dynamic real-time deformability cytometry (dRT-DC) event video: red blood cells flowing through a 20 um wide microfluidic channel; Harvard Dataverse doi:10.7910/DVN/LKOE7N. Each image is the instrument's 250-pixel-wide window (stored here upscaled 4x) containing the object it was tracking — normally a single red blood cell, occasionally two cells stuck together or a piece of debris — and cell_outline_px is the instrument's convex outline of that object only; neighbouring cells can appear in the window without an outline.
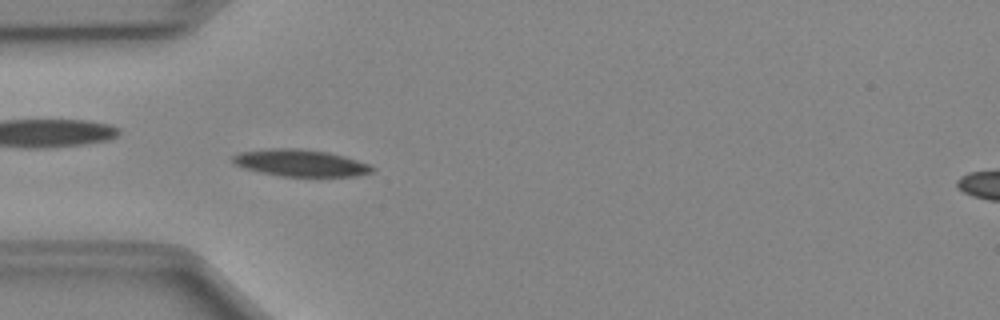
{"species": "Egyptian fruit bat (a non-hibernating species)", "species_latin": "Rousettus aegyptiacus", "temperature_condition": "cold", "stored_images_in_passage": 49, "camera_frame_rate_fps": 3000, "um_per_image_px": 0.085, "animal": {"sex": "female"}, "frame": {"image": 1, "passage_image": 14, "time_ms": 4.333, "image_size_px": [1000, 320], "cell_outline_px": [[376, 168], [372, 172], [356, 176], [280, 176], [260, 172], [244, 168], [236, 164], [232, 160], [232, 156], [240, 152], [272, 148], [296, 148], [328, 152], [344, 156], [372, 164]], "centroid_in_image_um": [25.58, 13.85], "position_along_channel_um": 59.4, "area_um2": 21.85}}
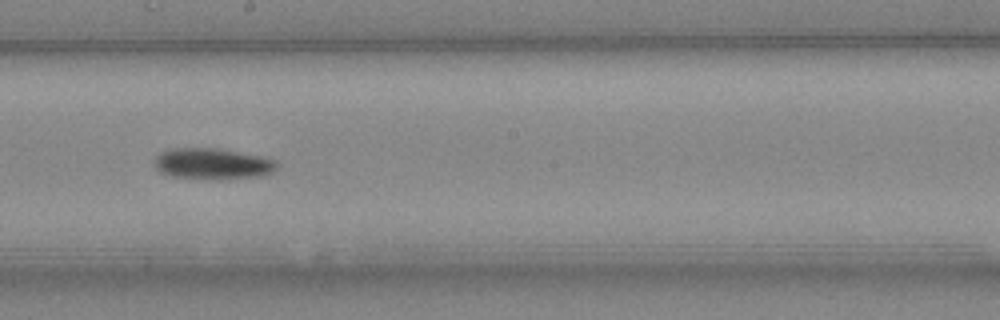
{"frame": {"image": 2, "passage_image": 27, "time_ms": 8.667, "image_size_px": [1000, 320], "cell_outline_px": [[276, 168], [272, 172], [260, 176], [168, 176], [160, 172], [156, 168], [152, 160], [160, 152], [172, 148], [220, 148], [264, 156], [276, 160]], "centroid_in_image_um": [18.03, 13.84], "position_along_channel_um": 230.2, "area_um2": 21.33}}
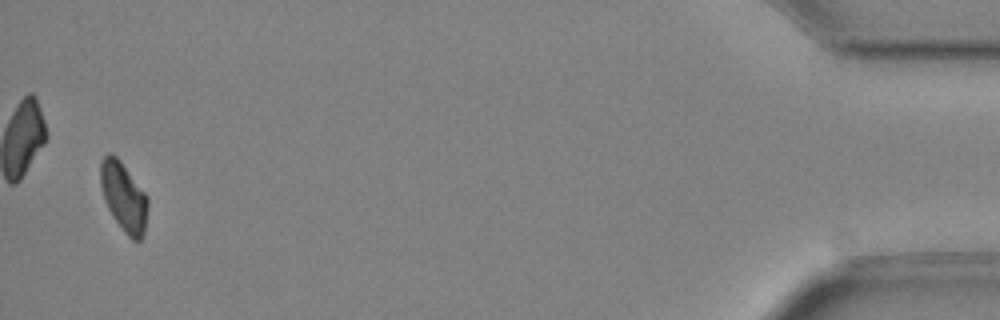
{"frame": {"image": 3, "passage_image": 48, "time_ms": 15.667, "image_size_px": [1000, 320], "cell_outline_px": [[148, 204], [144, 232], [140, 240], [132, 240], [124, 232], [108, 208], [104, 200], [100, 184], [100, 160], [108, 152], [112, 152], [120, 160], [148, 196]], "centroid_in_image_um": [10.5, 16.69], "position_along_channel_um": 424.7, "area_um2": 19.07}, "authors_computed_cell_mechanics": {"area_um2": 20.4612, "velocity_mm_per_s": 4.0132, "shape_relaxation_time_tau1_ms": 3.3046, "shape_relaxation_time_tau2_ms": null, "deformation_change_tau1": 0.1195, "deformation_change_tau2": null}}